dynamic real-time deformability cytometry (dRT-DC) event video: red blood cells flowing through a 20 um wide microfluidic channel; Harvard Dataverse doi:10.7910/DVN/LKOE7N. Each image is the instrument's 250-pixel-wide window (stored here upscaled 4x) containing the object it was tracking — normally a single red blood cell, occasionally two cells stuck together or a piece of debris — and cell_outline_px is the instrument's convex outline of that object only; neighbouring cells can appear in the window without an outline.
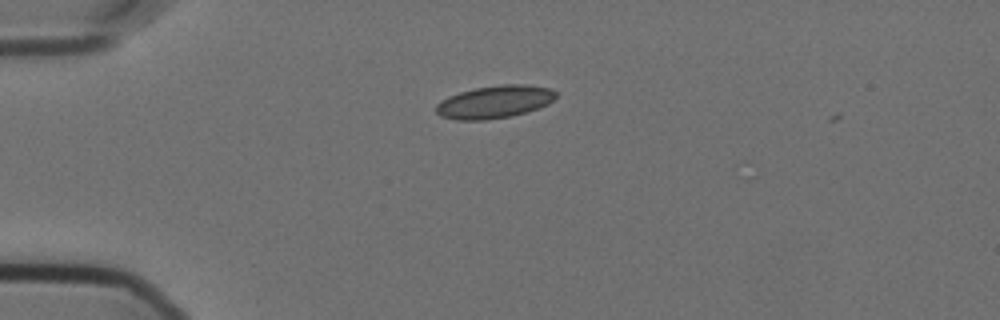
{"species": "Egyptian fruit bat (a non-hibernating species)", "species_latin": "Rousettus aegyptiacus", "temperature_condition": "cold", "stored_images_in_passage": 3, "camera_frame_rate_fps": 3000, "um_per_image_px": 0.085, "animal": {"sex": "female"}, "frame": {"image": 1, "passage_image": 1, "time_ms": 0.0, "image_size_px": [1000, 320], "cell_outline_px": [[556, 96], [548, 104], [528, 112], [508, 116], [484, 120], [456, 120], [440, 116], [436, 112], [436, 104], [440, 100], [448, 96], [460, 92], [476, 88], [504, 84], [524, 84], [552, 88], [556, 92]], "centroid_in_image_um": [42.03, 8.66], "position_along_channel_um": 43.0, "area_um2": 22.83}}